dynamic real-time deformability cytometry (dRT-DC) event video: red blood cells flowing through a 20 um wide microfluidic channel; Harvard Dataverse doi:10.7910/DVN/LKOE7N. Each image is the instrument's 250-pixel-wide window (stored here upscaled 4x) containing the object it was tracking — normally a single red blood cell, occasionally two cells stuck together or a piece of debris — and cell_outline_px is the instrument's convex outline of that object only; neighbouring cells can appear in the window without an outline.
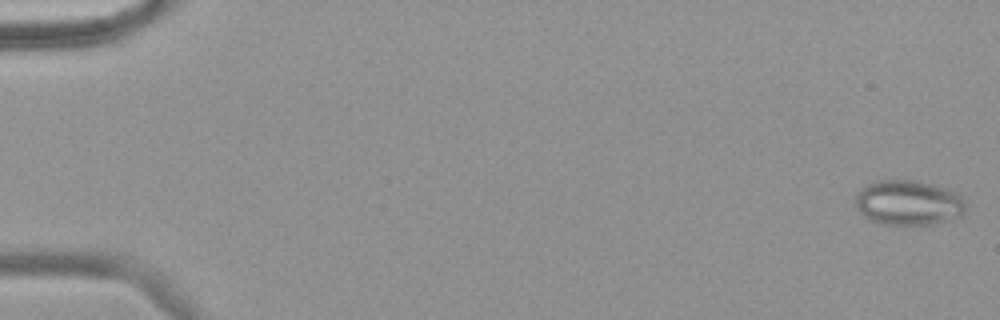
{"species": "common noctule bat (a hibernating species)", "species_latin": "Nyctalus noctula", "temperature_condition": "warm", "stored_images_in_passage": 56, "camera_frame_rate_fps": 3000, "um_per_image_px": 0.085, "animal": {"sex": "female", "body_mass_g": 18.4}, "frame": {"image": 1, "passage_image": 1, "time_ms": 0.0, "image_size_px": [1000, 320], "cell_outline_px": [[964, 216], [932, 224], [880, 224], [864, 216], [860, 212], [856, 204], [856, 192], [860, 188], [868, 184], [880, 180], [916, 180], [932, 184], [944, 188], [960, 196], [964, 200]], "centroid_in_image_um": [77.2, 17.23], "position_along_channel_um": 7.8, "area_um2": 28.73}}
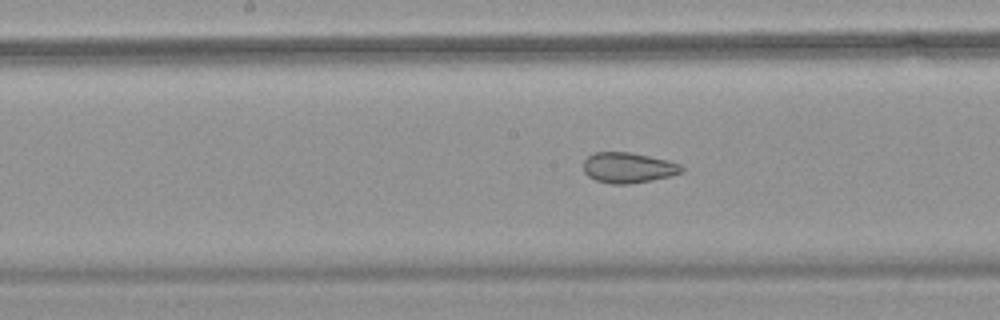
{"frame": {"image": 2, "passage_image": 30, "time_ms": 9.667, "image_size_px": [1000, 320], "cell_outline_px": [[684, 172], [672, 176], [652, 180], [628, 184], [612, 184], [596, 180], [588, 176], [584, 172], [584, 160], [592, 152], [632, 152], [668, 160], [680, 164], [684, 168]], "centroid_in_image_um": [53.42, 14.25], "position_along_channel_um": 194.8, "area_um2": 17.63}}
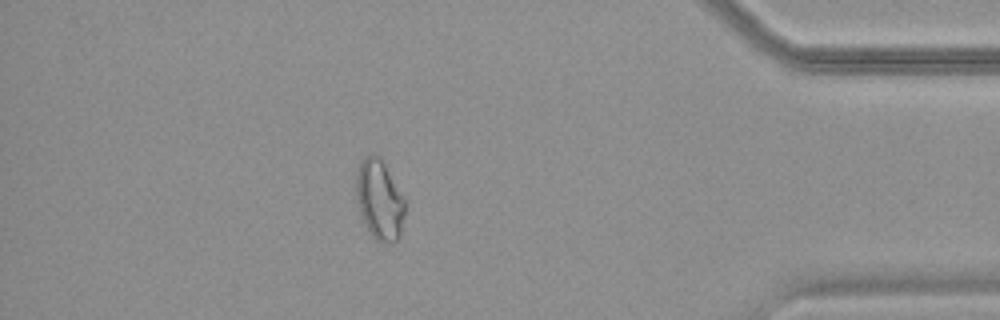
{"frame": {"image": 3, "passage_image": 50, "time_ms": 16.333, "image_size_px": [1000, 320], "cell_outline_px": [[404, 212], [400, 236], [392, 244], [376, 240], [372, 236], [360, 212], [356, 200], [356, 172], [364, 156], [372, 152], [380, 156], [404, 196]], "centroid_in_image_um": [32.25, 16.94], "position_along_channel_um": 402.9, "area_um2": 22.77}, "authors_computed_cell_mechanics": {"area_um2": 23.0044, "velocity_mm_per_s": 3.6479, "shape_relaxation_time_tau1_ms": null, "shape_relaxation_time_tau2_ms": 1.0688, "deformation_change_tau1": null, "deformation_change_tau2": 0.0725}}